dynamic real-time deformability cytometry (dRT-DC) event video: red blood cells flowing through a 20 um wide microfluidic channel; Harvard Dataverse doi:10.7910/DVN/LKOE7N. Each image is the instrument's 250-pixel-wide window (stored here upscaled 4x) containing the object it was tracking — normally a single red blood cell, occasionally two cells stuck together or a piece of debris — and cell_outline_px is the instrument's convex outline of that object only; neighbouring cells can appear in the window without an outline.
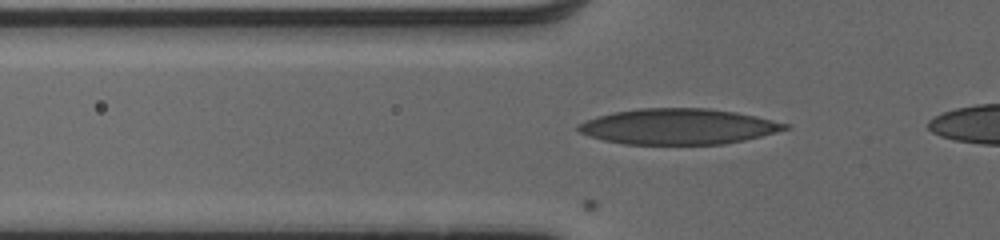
{"species": "human", "species_latin": "Homo sapiens", "temperature_condition": "cold", "stored_images_in_passage": 33, "camera_frame_rate_fps": 3000, "um_per_image_px": 0.085, "donor": {"sex": "male"}, "frame": {"image": 1, "passage_image": 5, "time_ms": 1.333, "image_size_px": [1000, 240], "cell_outline_px": [[788, 128], [776, 132], [744, 140], [724, 144], [624, 144], [604, 140], [588, 136], [580, 132], [576, 128], [576, 124], [600, 116], [616, 112], [640, 108], [708, 108], [736, 112], [756, 116], [788, 124]], "centroid_in_image_um": [57.64, 10.75], "position_along_channel_um": 68.2, "area_um2": 42.66}}
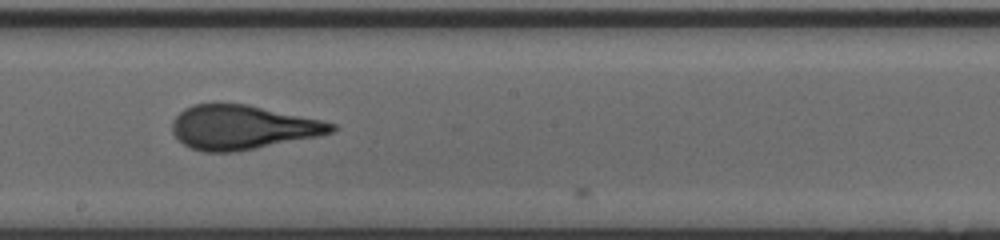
{"frame": {"image": 2, "passage_image": 17, "time_ms": 5.333, "image_size_px": [1000, 240], "cell_outline_px": [[336, 128], [332, 132], [320, 136], [236, 152], [204, 152], [192, 148], [184, 144], [172, 132], [172, 120], [184, 108], [192, 104], [248, 104], [320, 120], [336, 124]], "centroid_in_image_um": [20.6, 10.83], "position_along_channel_um": 227.6, "area_um2": 40.86}}
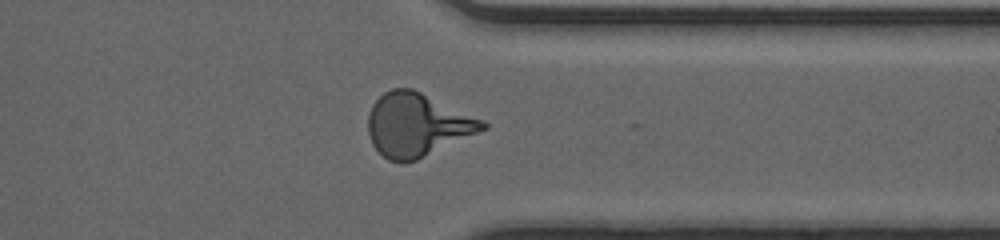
{"frame": {"image": 3, "passage_image": 28, "time_ms": 9.0, "image_size_px": [1000, 240], "cell_outline_px": [[488, 128], [416, 160], [400, 164], [388, 160], [372, 144], [368, 132], [368, 116], [372, 104], [384, 92], [392, 88], [412, 88], [484, 120], [488, 124]], "centroid_in_image_um": [35.44, 10.61], "position_along_channel_um": 376.0, "area_um2": 42.02}}